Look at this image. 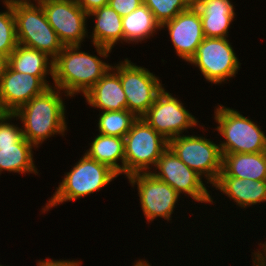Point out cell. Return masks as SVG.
I'll return each instance as SVG.
<instances>
[{"label": "cell", "mask_w": 266, "mask_h": 266, "mask_svg": "<svg viewBox=\"0 0 266 266\" xmlns=\"http://www.w3.org/2000/svg\"><path fill=\"white\" fill-rule=\"evenodd\" d=\"M98 56L81 50V45L64 46L62 51L53 59V86L59 88L64 95L74 97L85 94L112 67L104 62L112 49L93 45Z\"/></svg>", "instance_id": "obj_1"}, {"label": "cell", "mask_w": 266, "mask_h": 266, "mask_svg": "<svg viewBox=\"0 0 266 266\" xmlns=\"http://www.w3.org/2000/svg\"><path fill=\"white\" fill-rule=\"evenodd\" d=\"M63 93L59 88L50 86L14 113L22 123L23 137L36 149L48 138L65 136L68 122Z\"/></svg>", "instance_id": "obj_2"}, {"label": "cell", "mask_w": 266, "mask_h": 266, "mask_svg": "<svg viewBox=\"0 0 266 266\" xmlns=\"http://www.w3.org/2000/svg\"><path fill=\"white\" fill-rule=\"evenodd\" d=\"M119 175L106 164L88 157L85 153L69 172L64 173L62 182L42 208V213L67 201H76L98 192Z\"/></svg>", "instance_id": "obj_3"}, {"label": "cell", "mask_w": 266, "mask_h": 266, "mask_svg": "<svg viewBox=\"0 0 266 266\" xmlns=\"http://www.w3.org/2000/svg\"><path fill=\"white\" fill-rule=\"evenodd\" d=\"M18 44L46 53L54 59L64 48L48 23L42 5L33 0L12 1Z\"/></svg>", "instance_id": "obj_4"}, {"label": "cell", "mask_w": 266, "mask_h": 266, "mask_svg": "<svg viewBox=\"0 0 266 266\" xmlns=\"http://www.w3.org/2000/svg\"><path fill=\"white\" fill-rule=\"evenodd\" d=\"M214 119L218 131L222 154L257 153L266 151V135L252 119L239 111L218 104L214 108Z\"/></svg>", "instance_id": "obj_5"}, {"label": "cell", "mask_w": 266, "mask_h": 266, "mask_svg": "<svg viewBox=\"0 0 266 266\" xmlns=\"http://www.w3.org/2000/svg\"><path fill=\"white\" fill-rule=\"evenodd\" d=\"M167 148L168 140L142 117L137 118L124 137V176L151 172Z\"/></svg>", "instance_id": "obj_6"}, {"label": "cell", "mask_w": 266, "mask_h": 266, "mask_svg": "<svg viewBox=\"0 0 266 266\" xmlns=\"http://www.w3.org/2000/svg\"><path fill=\"white\" fill-rule=\"evenodd\" d=\"M168 147L207 184L213 186L222 171L223 155L219 144L198 135H181L168 141Z\"/></svg>", "instance_id": "obj_7"}, {"label": "cell", "mask_w": 266, "mask_h": 266, "mask_svg": "<svg viewBox=\"0 0 266 266\" xmlns=\"http://www.w3.org/2000/svg\"><path fill=\"white\" fill-rule=\"evenodd\" d=\"M231 44L228 38L205 37L188 64L198 67L208 83H226L241 66Z\"/></svg>", "instance_id": "obj_8"}, {"label": "cell", "mask_w": 266, "mask_h": 266, "mask_svg": "<svg viewBox=\"0 0 266 266\" xmlns=\"http://www.w3.org/2000/svg\"><path fill=\"white\" fill-rule=\"evenodd\" d=\"M112 68L120 75L127 99V110L141 118L164 89L162 81L150 70L136 65L128 58L114 64Z\"/></svg>", "instance_id": "obj_9"}, {"label": "cell", "mask_w": 266, "mask_h": 266, "mask_svg": "<svg viewBox=\"0 0 266 266\" xmlns=\"http://www.w3.org/2000/svg\"><path fill=\"white\" fill-rule=\"evenodd\" d=\"M151 173L169 184L180 196L191 197L194 202L214 204L212 194L203 183V178L182 162L168 147L158 159Z\"/></svg>", "instance_id": "obj_10"}, {"label": "cell", "mask_w": 266, "mask_h": 266, "mask_svg": "<svg viewBox=\"0 0 266 266\" xmlns=\"http://www.w3.org/2000/svg\"><path fill=\"white\" fill-rule=\"evenodd\" d=\"M142 118L168 141L183 135L188 129L199 127L195 118L184 106L165 88L157 95L154 103Z\"/></svg>", "instance_id": "obj_11"}, {"label": "cell", "mask_w": 266, "mask_h": 266, "mask_svg": "<svg viewBox=\"0 0 266 266\" xmlns=\"http://www.w3.org/2000/svg\"><path fill=\"white\" fill-rule=\"evenodd\" d=\"M127 179L132 188L137 186L140 207L147 222L157 217L172 220L180 195L169 184L157 179L151 172L135 173Z\"/></svg>", "instance_id": "obj_12"}, {"label": "cell", "mask_w": 266, "mask_h": 266, "mask_svg": "<svg viewBox=\"0 0 266 266\" xmlns=\"http://www.w3.org/2000/svg\"><path fill=\"white\" fill-rule=\"evenodd\" d=\"M43 7L48 23L64 46L82 45L88 37V14L76 0H37Z\"/></svg>", "instance_id": "obj_13"}, {"label": "cell", "mask_w": 266, "mask_h": 266, "mask_svg": "<svg viewBox=\"0 0 266 266\" xmlns=\"http://www.w3.org/2000/svg\"><path fill=\"white\" fill-rule=\"evenodd\" d=\"M47 77L14 71L9 65L0 81V113H15L50 86Z\"/></svg>", "instance_id": "obj_14"}, {"label": "cell", "mask_w": 266, "mask_h": 266, "mask_svg": "<svg viewBox=\"0 0 266 266\" xmlns=\"http://www.w3.org/2000/svg\"><path fill=\"white\" fill-rule=\"evenodd\" d=\"M168 30L174 50L180 59L189 62L204 40L202 22L198 9L192 4L187 10L161 25Z\"/></svg>", "instance_id": "obj_15"}, {"label": "cell", "mask_w": 266, "mask_h": 266, "mask_svg": "<svg viewBox=\"0 0 266 266\" xmlns=\"http://www.w3.org/2000/svg\"><path fill=\"white\" fill-rule=\"evenodd\" d=\"M232 0H193L200 13L205 37L228 38L229 28L235 21Z\"/></svg>", "instance_id": "obj_16"}, {"label": "cell", "mask_w": 266, "mask_h": 266, "mask_svg": "<svg viewBox=\"0 0 266 266\" xmlns=\"http://www.w3.org/2000/svg\"><path fill=\"white\" fill-rule=\"evenodd\" d=\"M83 96L89 106L100 109V111L127 109V99L120 75L112 67Z\"/></svg>", "instance_id": "obj_17"}, {"label": "cell", "mask_w": 266, "mask_h": 266, "mask_svg": "<svg viewBox=\"0 0 266 266\" xmlns=\"http://www.w3.org/2000/svg\"><path fill=\"white\" fill-rule=\"evenodd\" d=\"M243 208L266 202V180L254 181L236 177H219L212 186Z\"/></svg>", "instance_id": "obj_18"}, {"label": "cell", "mask_w": 266, "mask_h": 266, "mask_svg": "<svg viewBox=\"0 0 266 266\" xmlns=\"http://www.w3.org/2000/svg\"><path fill=\"white\" fill-rule=\"evenodd\" d=\"M222 155V171L219 177H236L254 181L266 180V151Z\"/></svg>", "instance_id": "obj_19"}, {"label": "cell", "mask_w": 266, "mask_h": 266, "mask_svg": "<svg viewBox=\"0 0 266 266\" xmlns=\"http://www.w3.org/2000/svg\"><path fill=\"white\" fill-rule=\"evenodd\" d=\"M92 17L94 27L89 38L93 45L104 46L113 50L115 44L124 42L122 29V16L109 5L97 8L88 13V19Z\"/></svg>", "instance_id": "obj_20"}, {"label": "cell", "mask_w": 266, "mask_h": 266, "mask_svg": "<svg viewBox=\"0 0 266 266\" xmlns=\"http://www.w3.org/2000/svg\"><path fill=\"white\" fill-rule=\"evenodd\" d=\"M8 65L17 72L53 78V59L39 50L17 44L8 57Z\"/></svg>", "instance_id": "obj_21"}, {"label": "cell", "mask_w": 266, "mask_h": 266, "mask_svg": "<svg viewBox=\"0 0 266 266\" xmlns=\"http://www.w3.org/2000/svg\"><path fill=\"white\" fill-rule=\"evenodd\" d=\"M89 145L90 148L85 151L88 157L106 164L118 175H124V138L98 133Z\"/></svg>", "instance_id": "obj_22"}, {"label": "cell", "mask_w": 266, "mask_h": 266, "mask_svg": "<svg viewBox=\"0 0 266 266\" xmlns=\"http://www.w3.org/2000/svg\"><path fill=\"white\" fill-rule=\"evenodd\" d=\"M33 148L36 147L24 137L18 143L0 146V175L4 171L37 175Z\"/></svg>", "instance_id": "obj_23"}, {"label": "cell", "mask_w": 266, "mask_h": 266, "mask_svg": "<svg viewBox=\"0 0 266 266\" xmlns=\"http://www.w3.org/2000/svg\"><path fill=\"white\" fill-rule=\"evenodd\" d=\"M124 42L138 44L155 36L161 25L155 20L152 11L144 4L122 17ZM154 34V35H153Z\"/></svg>", "instance_id": "obj_24"}, {"label": "cell", "mask_w": 266, "mask_h": 266, "mask_svg": "<svg viewBox=\"0 0 266 266\" xmlns=\"http://www.w3.org/2000/svg\"><path fill=\"white\" fill-rule=\"evenodd\" d=\"M137 117L127 109L120 111H99L98 133L124 138Z\"/></svg>", "instance_id": "obj_25"}, {"label": "cell", "mask_w": 266, "mask_h": 266, "mask_svg": "<svg viewBox=\"0 0 266 266\" xmlns=\"http://www.w3.org/2000/svg\"><path fill=\"white\" fill-rule=\"evenodd\" d=\"M3 4L7 10L0 12V54L9 57L18 42L12 2H3Z\"/></svg>", "instance_id": "obj_26"}, {"label": "cell", "mask_w": 266, "mask_h": 266, "mask_svg": "<svg viewBox=\"0 0 266 266\" xmlns=\"http://www.w3.org/2000/svg\"><path fill=\"white\" fill-rule=\"evenodd\" d=\"M143 4L152 11L155 20L162 25L187 10L193 4V0H143Z\"/></svg>", "instance_id": "obj_27"}, {"label": "cell", "mask_w": 266, "mask_h": 266, "mask_svg": "<svg viewBox=\"0 0 266 266\" xmlns=\"http://www.w3.org/2000/svg\"><path fill=\"white\" fill-rule=\"evenodd\" d=\"M13 119L19 120L14 113H0V146L18 143L23 138L22 128L12 124Z\"/></svg>", "instance_id": "obj_28"}, {"label": "cell", "mask_w": 266, "mask_h": 266, "mask_svg": "<svg viewBox=\"0 0 266 266\" xmlns=\"http://www.w3.org/2000/svg\"><path fill=\"white\" fill-rule=\"evenodd\" d=\"M143 4V0H109L108 5L120 16H126Z\"/></svg>", "instance_id": "obj_29"}, {"label": "cell", "mask_w": 266, "mask_h": 266, "mask_svg": "<svg viewBox=\"0 0 266 266\" xmlns=\"http://www.w3.org/2000/svg\"><path fill=\"white\" fill-rule=\"evenodd\" d=\"M37 263V266H81V261L79 260H69V259H50L49 257L44 260H39Z\"/></svg>", "instance_id": "obj_30"}, {"label": "cell", "mask_w": 266, "mask_h": 266, "mask_svg": "<svg viewBox=\"0 0 266 266\" xmlns=\"http://www.w3.org/2000/svg\"><path fill=\"white\" fill-rule=\"evenodd\" d=\"M76 2L88 14L97 8L108 5L109 0H76Z\"/></svg>", "instance_id": "obj_31"}, {"label": "cell", "mask_w": 266, "mask_h": 266, "mask_svg": "<svg viewBox=\"0 0 266 266\" xmlns=\"http://www.w3.org/2000/svg\"><path fill=\"white\" fill-rule=\"evenodd\" d=\"M258 247H261L259 249H256L257 251L254 250V253L252 252V257H255L263 266H266V241L264 242V244L259 243ZM262 249V250H261ZM262 252H261V251Z\"/></svg>", "instance_id": "obj_32"}, {"label": "cell", "mask_w": 266, "mask_h": 266, "mask_svg": "<svg viewBox=\"0 0 266 266\" xmlns=\"http://www.w3.org/2000/svg\"><path fill=\"white\" fill-rule=\"evenodd\" d=\"M8 67V56L0 54V81Z\"/></svg>", "instance_id": "obj_33"}, {"label": "cell", "mask_w": 266, "mask_h": 266, "mask_svg": "<svg viewBox=\"0 0 266 266\" xmlns=\"http://www.w3.org/2000/svg\"><path fill=\"white\" fill-rule=\"evenodd\" d=\"M133 266H152V265L149 264V262L146 261L145 259H139L136 261V263H134Z\"/></svg>", "instance_id": "obj_34"}, {"label": "cell", "mask_w": 266, "mask_h": 266, "mask_svg": "<svg viewBox=\"0 0 266 266\" xmlns=\"http://www.w3.org/2000/svg\"><path fill=\"white\" fill-rule=\"evenodd\" d=\"M252 266H263L255 257L252 258Z\"/></svg>", "instance_id": "obj_35"}, {"label": "cell", "mask_w": 266, "mask_h": 266, "mask_svg": "<svg viewBox=\"0 0 266 266\" xmlns=\"http://www.w3.org/2000/svg\"><path fill=\"white\" fill-rule=\"evenodd\" d=\"M14 0H2V2H12Z\"/></svg>", "instance_id": "obj_36"}]
</instances>
